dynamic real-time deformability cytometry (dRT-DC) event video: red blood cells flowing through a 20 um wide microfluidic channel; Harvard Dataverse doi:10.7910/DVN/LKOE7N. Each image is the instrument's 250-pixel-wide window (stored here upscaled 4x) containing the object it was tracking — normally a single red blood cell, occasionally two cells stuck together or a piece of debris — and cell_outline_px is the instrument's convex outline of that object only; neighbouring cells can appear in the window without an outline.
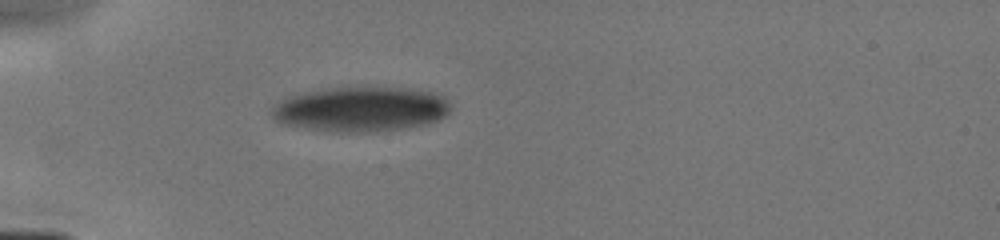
{"species": "human", "species_latin": "Homo sapiens", "temperature_condition": "cold", "stored_images_in_passage": 4, "camera_frame_rate_fps": 3000, "um_per_image_px": 0.085, "donor": {"sex": "male"}, "frame": {"image": 1, "passage_image": 1, "time_ms": 0.0, "image_size_px": [1000, 240], "cell_outline_px": [[448, 112], [444, 116], [428, 124], [408, 128], [376, 132], [332, 132], [280, 124], [272, 116], [272, 108], [280, 100], [288, 96], [304, 92], [352, 84], [400, 88], [432, 92], [444, 96], [448, 104]], "centroid_in_image_um": [30.63, 9.26], "position_along_channel_um": 54.4, "area_um2": 47.69}}